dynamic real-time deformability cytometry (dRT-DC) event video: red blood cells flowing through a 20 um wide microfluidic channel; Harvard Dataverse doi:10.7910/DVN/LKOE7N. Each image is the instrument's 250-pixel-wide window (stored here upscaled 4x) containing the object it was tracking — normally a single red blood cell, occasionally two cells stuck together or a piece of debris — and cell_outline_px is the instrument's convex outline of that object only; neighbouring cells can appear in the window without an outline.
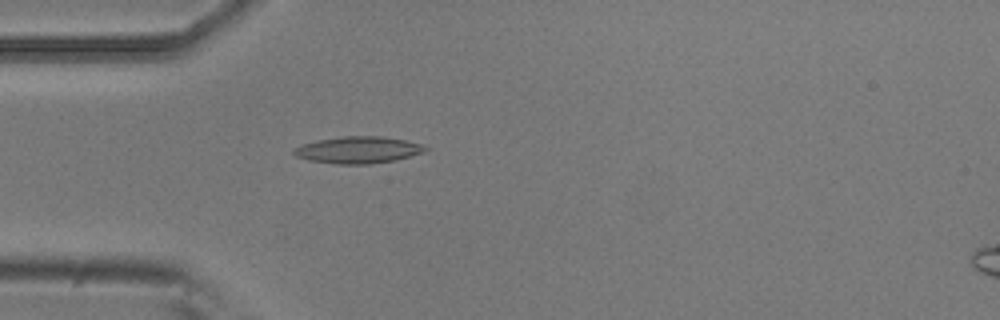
{"species": "common noctule bat (a hibernating species)", "species_latin": "Nyctalus noctula", "temperature_condition": "room temperature", "stored_images_in_passage": 4, "camera_frame_rate_fps": 3000, "um_per_image_px": 0.085, "animal": {"sex": "male", "body_mass_g": 20.5, "forearm_length_mm": 52.5}, "frame": {"image": 1, "passage_image": 4, "time_ms": 1.0, "image_size_px": [1000, 320], "cell_outline_px": [[428, 148], [424, 152], [396, 160], [368, 164], [336, 164], [308, 160], [296, 156], [292, 152], [296, 148], [304, 144], [316, 140], [344, 136], [380, 136], [404, 140], [420, 144]], "centroid_in_image_um": [30.43, 12.75], "position_along_channel_um": 54.6, "area_um2": 20.35}}